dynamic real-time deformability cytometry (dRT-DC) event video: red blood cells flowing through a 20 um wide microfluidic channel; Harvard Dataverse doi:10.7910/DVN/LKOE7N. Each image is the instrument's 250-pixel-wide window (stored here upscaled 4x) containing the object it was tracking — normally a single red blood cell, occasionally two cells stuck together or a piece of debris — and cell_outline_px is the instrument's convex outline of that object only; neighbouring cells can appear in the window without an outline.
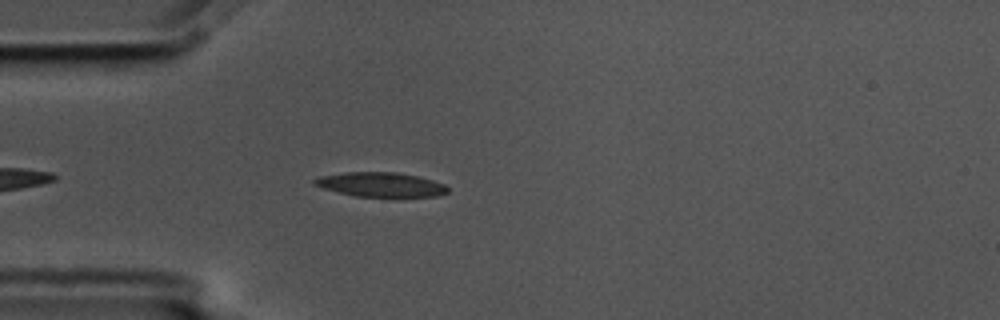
{"species": "common noctule bat (a hibernating species)", "species_latin": "Nyctalus noctula", "temperature_condition": "cold", "stored_images_in_passage": 47, "camera_frame_rate_fps": 3000, "um_per_image_px": 0.085, "animal": {"sex": "male", "body_mass_g": 17.5, "forearm_length_mm": 52.3}, "frame": {"image": 1, "passage_image": 5, "time_ms": 1.333, "image_size_px": [1000, 320], "cell_outline_px": [[448, 192], [436, 196], [356, 196], [324, 188], [312, 184], [312, 180], [320, 176], [344, 172], [396, 172], [420, 176], [444, 184], [448, 188]], "centroid_in_image_um": [32.36, 15.67], "position_along_channel_um": 52.6, "area_um2": 18.79}}
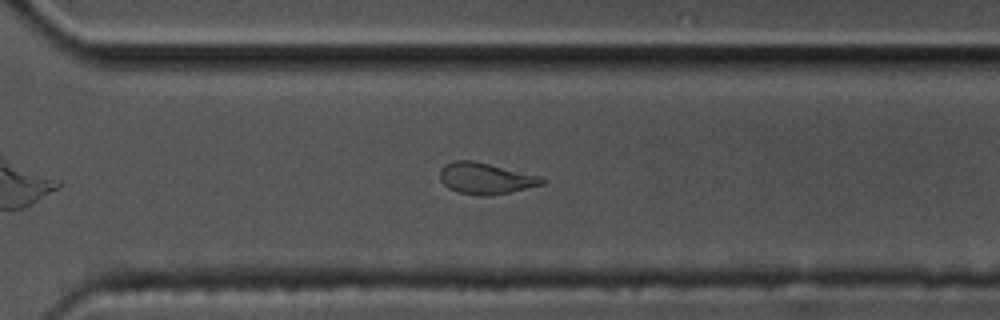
{"frame": {"image": 2, "passage_image": 29, "time_ms": 9.333, "image_size_px": [1000, 320], "cell_outline_px": [[548, 180], [544, 184], [492, 196], [480, 196], [456, 192], [448, 188], [440, 180], [440, 168], [456, 160], [472, 160], [540, 176]], "centroid_in_image_um": [41.28, 15.18], "position_along_channel_um": 329.3, "area_um2": 18.61}}
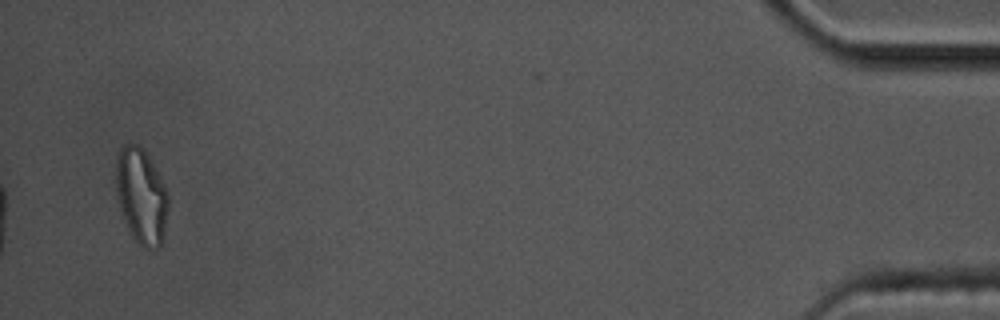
{"frame": {"image": 3, "passage_image": 44, "time_ms": 14.333, "image_size_px": [1000, 320], "cell_outline_px": [[168, 208], [164, 240], [160, 248], [152, 252], [144, 248], [132, 236], [124, 220], [116, 188], [116, 160], [120, 148], [124, 144], [136, 144], [148, 156], [168, 192]], "centroid_in_image_um": [12.04, 16.74], "position_along_channel_um": 423.2, "area_um2": 29.07}, "authors_computed_cell_mechanics": {"area_um2": 19.0162, "velocity_mm_per_s": 3.558, "shape_relaxation_time_tau1_ms": 5.5424, "shape_relaxation_time_tau2_ms": 2.1559, "deformation_change_tau1": 0.1894, "deformation_change_tau2": 0.0902}}